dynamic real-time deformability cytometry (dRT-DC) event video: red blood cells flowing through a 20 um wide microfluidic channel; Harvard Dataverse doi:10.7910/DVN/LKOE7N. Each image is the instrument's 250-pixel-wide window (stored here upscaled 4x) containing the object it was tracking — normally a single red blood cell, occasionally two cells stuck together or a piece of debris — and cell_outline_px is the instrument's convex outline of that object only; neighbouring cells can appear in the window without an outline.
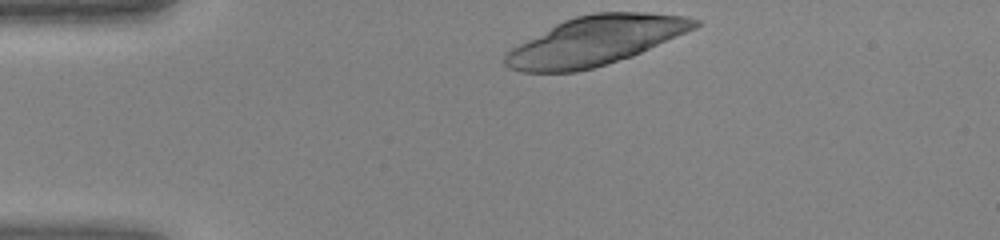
{"species": "human", "species_latin": "Homo sapiens", "temperature_condition": "warm", "stored_images_in_passage": 30, "camera_frame_rate_fps": 3000, "um_per_image_px": 0.085, "donor": {"sex": "female"}, "frame": {"image": 1, "passage_image": 1, "time_ms": 0.0, "image_size_px": [1000, 240], "cell_outline_px": [[700, 24], [696, 28], [632, 56], [592, 68], [576, 72], [520, 72], [508, 68], [504, 64], [504, 56], [512, 48], [556, 24], [564, 20], [576, 16], [596, 12], [648, 12], [684, 16], [700, 20]], "centroid_in_image_um": [50.62, 3.47], "position_along_channel_um": 34.4, "area_um2": 53.75}}